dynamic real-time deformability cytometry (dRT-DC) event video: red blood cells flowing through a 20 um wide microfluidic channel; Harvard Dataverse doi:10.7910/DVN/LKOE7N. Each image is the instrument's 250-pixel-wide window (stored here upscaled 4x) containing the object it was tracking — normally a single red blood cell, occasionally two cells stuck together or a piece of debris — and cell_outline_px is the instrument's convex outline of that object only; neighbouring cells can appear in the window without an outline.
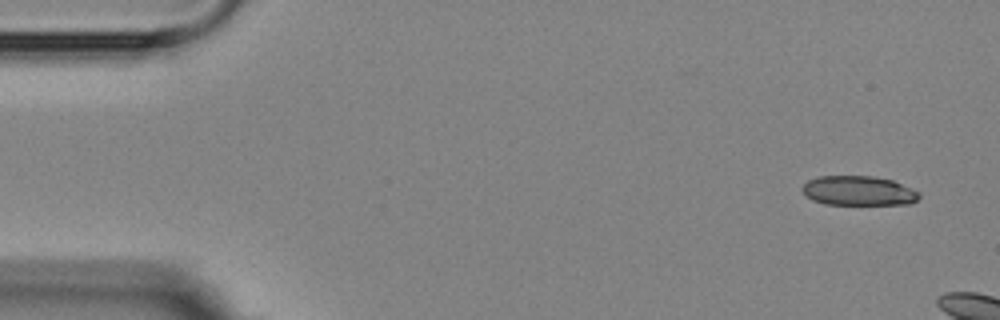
{"species": "Egyptian fruit bat (a non-hibernating species)", "species_latin": "Rousettus aegyptiacus", "temperature_condition": "room temperature", "stored_images_in_passage": 3, "camera_frame_rate_fps": 3000, "um_per_image_px": 0.085, "animal": {"sex": "female"}, "frame": {"image": 1, "passage_image": 1, "time_ms": 0.0, "image_size_px": [1000, 320], "cell_outline_px": [[920, 196], [912, 204], [824, 204], [812, 200], [804, 196], [800, 188], [808, 180], [816, 176], [872, 176], [892, 180], [920, 192]], "centroid_in_image_um": [72.93, 16.21], "position_along_channel_um": 12.1, "area_um2": 20.29}}